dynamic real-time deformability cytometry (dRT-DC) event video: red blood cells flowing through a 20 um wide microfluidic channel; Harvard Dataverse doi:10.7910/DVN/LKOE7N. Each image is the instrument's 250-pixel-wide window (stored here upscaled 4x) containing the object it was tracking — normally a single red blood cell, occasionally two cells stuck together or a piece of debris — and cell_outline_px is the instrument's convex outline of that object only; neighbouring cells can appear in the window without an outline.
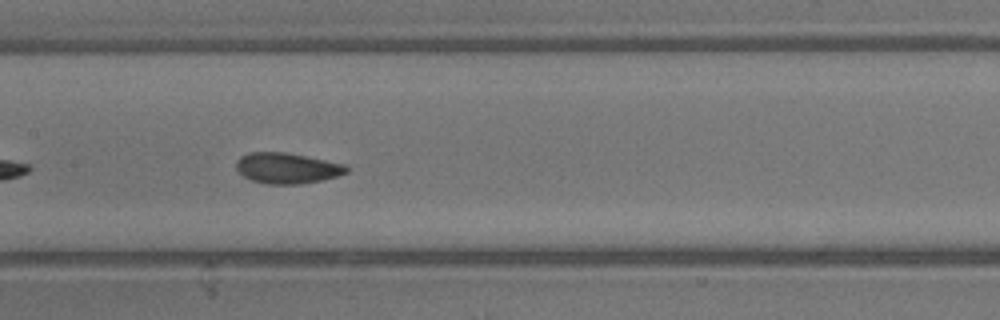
{"species": "common noctule bat (a hibernating species)", "species_latin": "Nyctalus noctula", "temperature_condition": "warm", "stored_images_in_passage": 37, "camera_frame_rate_fps": 3000, "um_per_image_px": 0.085, "animal": {"sex": "male", "body_mass_g": 13.3}, "frame": {"image": 1, "passage_image": 11, "time_ms": 3.333, "image_size_px": [1000, 320], "cell_outline_px": [[348, 172], [324, 180], [300, 184], [268, 184], [252, 180], [244, 176], [236, 168], [236, 160], [240, 156], [248, 152], [284, 152], [344, 164], [348, 168]], "centroid_in_image_um": [24.38, 14.29], "position_along_channel_um": 183.0, "area_um2": 19.59}, "authors_computed_cell_mechanics": {"area_um2": 19.4208, "velocity_mm_per_s": 4.0946, "shape_relaxation_time_tau1_ms": 2.4427, "shape_relaxation_time_tau2_ms": 1.0306, "deformation_change_tau1": 0.0836, "deformation_change_tau2": 0.0461}}